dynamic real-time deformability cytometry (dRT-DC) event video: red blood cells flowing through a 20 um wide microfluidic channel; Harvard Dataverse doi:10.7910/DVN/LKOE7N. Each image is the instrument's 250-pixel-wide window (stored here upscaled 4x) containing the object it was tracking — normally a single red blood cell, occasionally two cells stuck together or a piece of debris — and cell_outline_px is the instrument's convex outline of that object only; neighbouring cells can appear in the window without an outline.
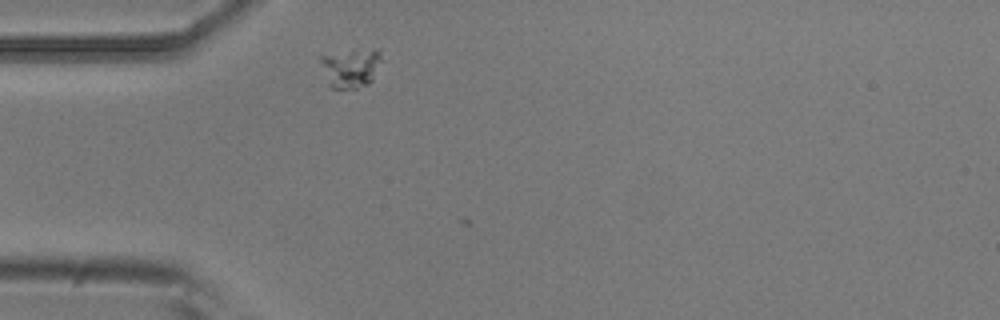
{"species": "common noctule bat (a hibernating species)", "species_latin": "Nyctalus noctula", "temperature_condition": "room temperature", "stored_images_in_passage": 1, "camera_frame_rate_fps": 3000, "um_per_image_px": 0.085, "animal": {"sex": "male", "body_mass_g": 20.5, "forearm_length_mm": 52.5}, "frame": {"image": 1, "passage_image": 1, "time_ms": 0.0, "image_size_px": [1000, 320], "cell_outline_px": [[380, 60], [372, 80], [368, 84], [356, 88], [332, 88], [320, 60], [320, 56], [380, 48]], "centroid_in_image_um": [29.85, 5.78], "position_along_channel_um": 55.2, "area_um2": 13.01}}